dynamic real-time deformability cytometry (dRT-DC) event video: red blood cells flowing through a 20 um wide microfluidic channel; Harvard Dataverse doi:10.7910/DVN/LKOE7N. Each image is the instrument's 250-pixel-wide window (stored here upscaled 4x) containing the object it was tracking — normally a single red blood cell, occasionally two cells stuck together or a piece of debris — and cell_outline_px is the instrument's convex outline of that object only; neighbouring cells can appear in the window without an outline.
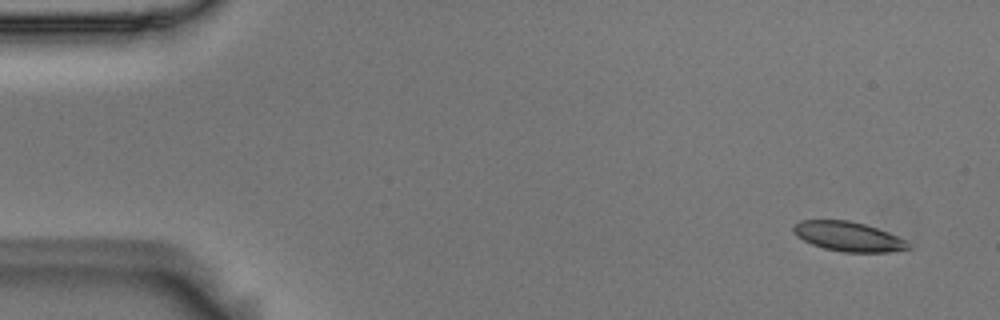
{"species": "Egyptian fruit bat (a non-hibernating species)", "species_latin": "Rousettus aegyptiacus", "temperature_condition": "room temperature", "stored_images_in_passage": 9, "camera_frame_rate_fps": 3000, "um_per_image_px": 0.085, "animal": {"sex": "male"}, "frame": {"image": 1, "passage_image": 2, "time_ms": 0.333, "image_size_px": [1000, 320], "cell_outline_px": [[912, 248], [888, 252], [844, 252], [824, 248], [812, 244], [796, 236], [792, 232], [792, 228], [800, 220], [848, 220], [864, 224], [888, 232], [908, 240]], "centroid_in_image_um": [72.13, 20.1], "position_along_channel_um": 12.9, "area_um2": 19.83}}